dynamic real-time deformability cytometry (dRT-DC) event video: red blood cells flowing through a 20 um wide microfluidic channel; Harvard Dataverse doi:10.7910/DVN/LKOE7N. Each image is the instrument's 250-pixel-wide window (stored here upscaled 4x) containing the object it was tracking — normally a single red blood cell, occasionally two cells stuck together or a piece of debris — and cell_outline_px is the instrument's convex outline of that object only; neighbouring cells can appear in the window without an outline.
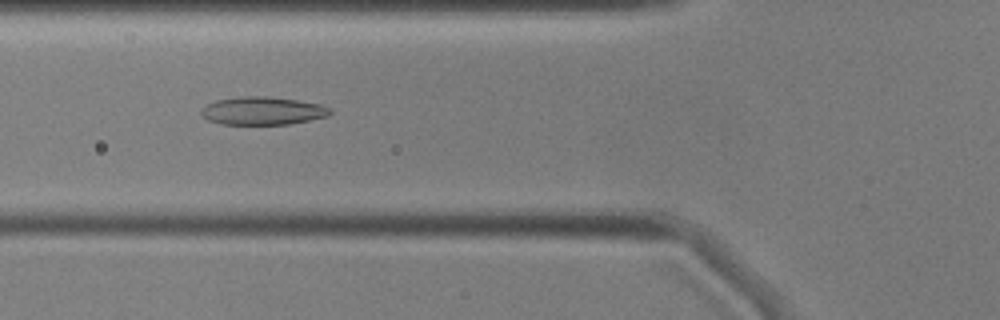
{"species": "common noctule bat (a hibernating species)", "species_latin": "Nyctalus noctula", "temperature_condition": "cold", "stored_images_in_passage": 44, "camera_frame_rate_fps": 3000, "um_per_image_px": 0.085, "animal": {"sex": "male", "body_mass_g": 17.9, "forearm_length_mm": 54.2}, "frame": {"image": 1, "passage_image": 9, "time_ms": 2.667, "image_size_px": [1000, 320], "cell_outline_px": [[332, 112], [328, 116], [288, 124], [220, 124], [208, 120], [200, 112], [208, 104], [216, 100], [240, 96], [268, 96], [296, 100], [320, 104], [332, 108]], "centroid_in_image_um": [22.34, 9.41], "position_along_channel_um": 103.5, "area_um2": 20.92}}
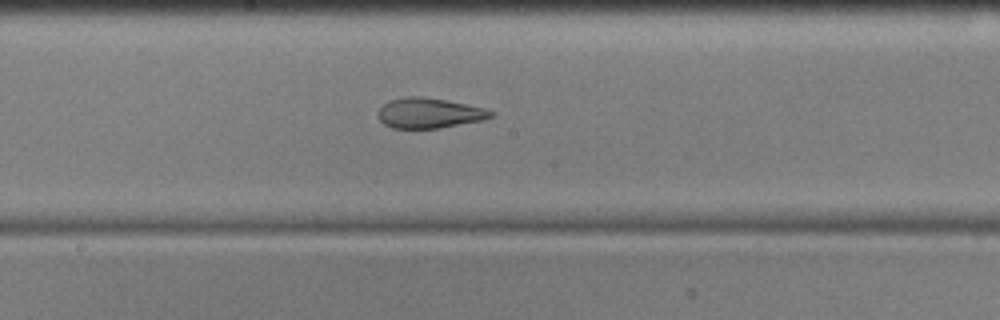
{"frame": {"image": 2, "passage_image": 18, "time_ms": 5.667, "image_size_px": [1000, 320], "cell_outline_px": [[492, 116], [484, 120], [440, 128], [392, 128], [384, 124], [376, 116], [380, 108], [388, 100], [404, 96], [420, 96], [448, 100], [484, 108], [492, 112]], "centroid_in_image_um": [36.44, 9.6], "position_along_channel_um": 211.8, "area_um2": 19.94}}
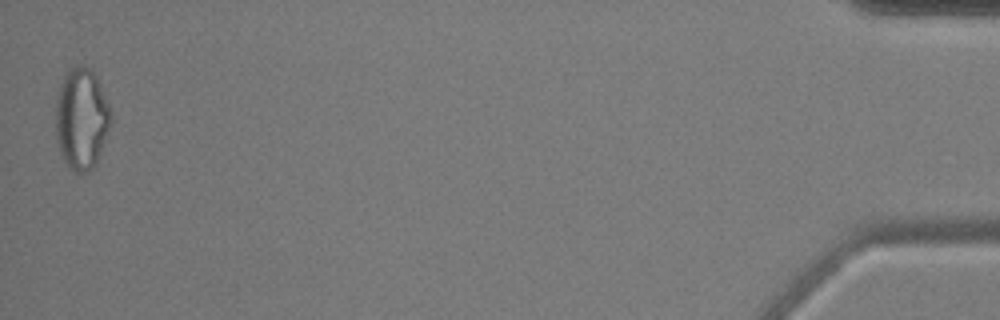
{"frame": {"image": 3, "passage_image": 44, "time_ms": 14.333, "image_size_px": [1000, 320], "cell_outline_px": [[112, 120], [96, 164], [88, 172], [76, 172], [68, 168], [60, 152], [56, 140], [56, 100], [60, 84], [64, 76], [72, 68], [80, 64], [92, 68], [96, 76], [112, 112]], "centroid_in_image_um": [6.93, 10.09], "position_along_channel_um": 428.3, "area_um2": 32.71}, "authors_computed_cell_mechanics": {"area_um2": 22.2819, "velocity_mm_per_s": 3.594, "shape_relaxation_time_tau1_ms": 7.9727, "shape_relaxation_time_tau2_ms": 2.8163, "deformation_change_tau1": 0.2047, "deformation_change_tau2": 0.0969}}